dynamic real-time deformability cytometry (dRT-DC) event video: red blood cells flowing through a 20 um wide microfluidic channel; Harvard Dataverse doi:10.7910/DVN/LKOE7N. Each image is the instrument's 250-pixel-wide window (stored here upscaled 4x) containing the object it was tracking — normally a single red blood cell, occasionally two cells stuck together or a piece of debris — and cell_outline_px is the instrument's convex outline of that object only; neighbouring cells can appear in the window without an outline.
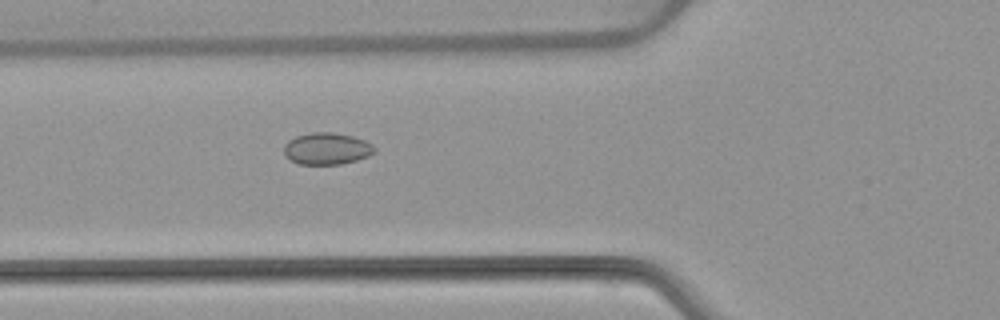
{"species": "common noctule bat (a hibernating species)", "species_latin": "Nyctalus noctula", "temperature_condition": "warm", "stored_images_in_passage": 53, "camera_frame_rate_fps": 3000, "um_per_image_px": 0.085, "animal": {"sex": "female", "body_mass_g": 22.7, "forearm_length_mm": 54.2}, "frame": {"image": 1, "passage_image": 20, "time_ms": 6.333, "image_size_px": [1000, 320], "cell_outline_px": [[376, 152], [368, 156], [356, 160], [340, 164], [300, 164], [284, 156], [284, 144], [288, 140], [296, 136], [312, 132], [332, 132], [352, 136], [364, 140], [372, 144], [376, 148]], "centroid_in_image_um": [27.78, 12.63], "position_along_channel_um": 98.0, "area_um2": 16.82}}
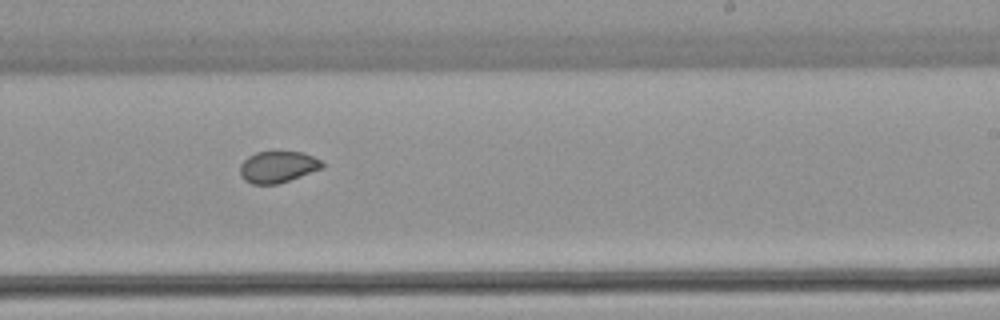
{"frame": {"image": 2, "passage_image": 33, "time_ms": 10.667, "image_size_px": [1000, 320], "cell_outline_px": [[324, 168], [276, 184], [252, 184], [244, 180], [240, 176], [240, 164], [248, 156], [256, 152], [304, 152], [320, 160], [324, 164]], "centroid_in_image_um": [23.6, 14.18], "position_along_channel_um": 265.4, "area_um2": 15.03}}
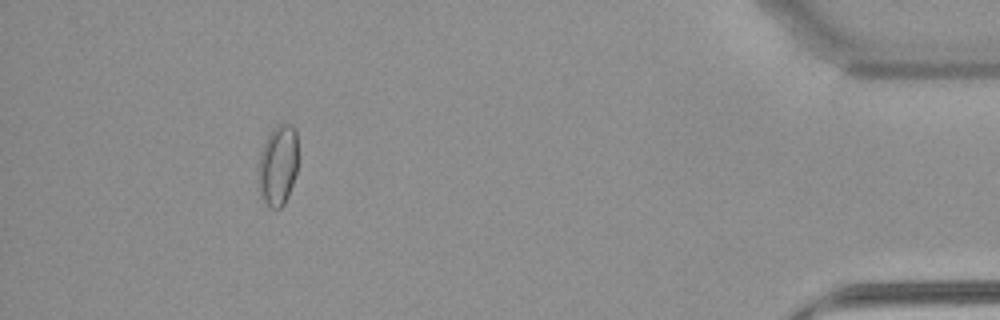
{"frame": {"image": 3, "passage_image": 49, "time_ms": 16.0, "image_size_px": [1000, 320], "cell_outline_px": [[296, 172], [288, 196], [284, 204], [280, 208], [272, 208], [260, 196], [256, 180], [260, 152], [272, 128], [280, 124], [292, 124], [296, 128]], "centroid_in_image_um": [23.59, 14.05], "position_along_channel_um": 411.6, "area_um2": 18.73}, "authors_computed_cell_mechanics": {"area_um2": 17.051, "velocity_mm_per_s": 3.8653, "shape_relaxation_time_tau1_ms": null, "shape_relaxation_time_tau2_ms": 1.0245, "deformation_change_tau1": null, "deformation_change_tau2": 0.0435}}